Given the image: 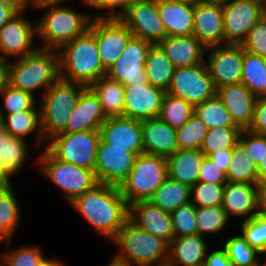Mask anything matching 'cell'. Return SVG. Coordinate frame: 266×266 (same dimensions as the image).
<instances>
[{
	"mask_svg": "<svg viewBox=\"0 0 266 266\" xmlns=\"http://www.w3.org/2000/svg\"><path fill=\"white\" fill-rule=\"evenodd\" d=\"M262 17L266 20V0L263 2Z\"/></svg>",
	"mask_w": 266,
	"mask_h": 266,
	"instance_id": "66",
	"label": "cell"
},
{
	"mask_svg": "<svg viewBox=\"0 0 266 266\" xmlns=\"http://www.w3.org/2000/svg\"><path fill=\"white\" fill-rule=\"evenodd\" d=\"M166 92L153 85H126L124 92V117L144 121L158 118Z\"/></svg>",
	"mask_w": 266,
	"mask_h": 266,
	"instance_id": "18",
	"label": "cell"
},
{
	"mask_svg": "<svg viewBox=\"0 0 266 266\" xmlns=\"http://www.w3.org/2000/svg\"><path fill=\"white\" fill-rule=\"evenodd\" d=\"M40 155L35 161L39 171L64 192L68 203L98 184L94 171L58 160L46 149Z\"/></svg>",
	"mask_w": 266,
	"mask_h": 266,
	"instance_id": "8",
	"label": "cell"
},
{
	"mask_svg": "<svg viewBox=\"0 0 266 266\" xmlns=\"http://www.w3.org/2000/svg\"><path fill=\"white\" fill-rule=\"evenodd\" d=\"M143 153L168 157L178 150L176 129L159 118L142 121Z\"/></svg>",
	"mask_w": 266,
	"mask_h": 266,
	"instance_id": "25",
	"label": "cell"
},
{
	"mask_svg": "<svg viewBox=\"0 0 266 266\" xmlns=\"http://www.w3.org/2000/svg\"><path fill=\"white\" fill-rule=\"evenodd\" d=\"M205 64L216 89L241 83L244 49L240 44H226L206 49Z\"/></svg>",
	"mask_w": 266,
	"mask_h": 266,
	"instance_id": "14",
	"label": "cell"
},
{
	"mask_svg": "<svg viewBox=\"0 0 266 266\" xmlns=\"http://www.w3.org/2000/svg\"><path fill=\"white\" fill-rule=\"evenodd\" d=\"M244 51L266 58V20L261 17L241 42Z\"/></svg>",
	"mask_w": 266,
	"mask_h": 266,
	"instance_id": "50",
	"label": "cell"
},
{
	"mask_svg": "<svg viewBox=\"0 0 266 266\" xmlns=\"http://www.w3.org/2000/svg\"><path fill=\"white\" fill-rule=\"evenodd\" d=\"M99 98L104 115L110 117H124L125 86L106 75L89 86Z\"/></svg>",
	"mask_w": 266,
	"mask_h": 266,
	"instance_id": "31",
	"label": "cell"
},
{
	"mask_svg": "<svg viewBox=\"0 0 266 266\" xmlns=\"http://www.w3.org/2000/svg\"><path fill=\"white\" fill-rule=\"evenodd\" d=\"M69 205L109 241L116 237L129 220V204L121 195L118 186L98 183Z\"/></svg>",
	"mask_w": 266,
	"mask_h": 266,
	"instance_id": "1",
	"label": "cell"
},
{
	"mask_svg": "<svg viewBox=\"0 0 266 266\" xmlns=\"http://www.w3.org/2000/svg\"><path fill=\"white\" fill-rule=\"evenodd\" d=\"M200 234L174 237L169 244L167 266H203L208 245Z\"/></svg>",
	"mask_w": 266,
	"mask_h": 266,
	"instance_id": "27",
	"label": "cell"
},
{
	"mask_svg": "<svg viewBox=\"0 0 266 266\" xmlns=\"http://www.w3.org/2000/svg\"><path fill=\"white\" fill-rule=\"evenodd\" d=\"M65 264H63L61 262V260L59 261L58 259H48L45 258V256L37 263L36 266H64Z\"/></svg>",
	"mask_w": 266,
	"mask_h": 266,
	"instance_id": "61",
	"label": "cell"
},
{
	"mask_svg": "<svg viewBox=\"0 0 266 266\" xmlns=\"http://www.w3.org/2000/svg\"><path fill=\"white\" fill-rule=\"evenodd\" d=\"M194 107L183 99L165 94L158 118L172 128L182 127L193 115Z\"/></svg>",
	"mask_w": 266,
	"mask_h": 266,
	"instance_id": "40",
	"label": "cell"
},
{
	"mask_svg": "<svg viewBox=\"0 0 266 266\" xmlns=\"http://www.w3.org/2000/svg\"><path fill=\"white\" fill-rule=\"evenodd\" d=\"M198 181L214 183V184H226V173L218 168L208 157L203 159L199 170Z\"/></svg>",
	"mask_w": 266,
	"mask_h": 266,
	"instance_id": "52",
	"label": "cell"
},
{
	"mask_svg": "<svg viewBox=\"0 0 266 266\" xmlns=\"http://www.w3.org/2000/svg\"><path fill=\"white\" fill-rule=\"evenodd\" d=\"M133 37L158 44L166 37V30L157 9V0L135 2L120 17Z\"/></svg>",
	"mask_w": 266,
	"mask_h": 266,
	"instance_id": "16",
	"label": "cell"
},
{
	"mask_svg": "<svg viewBox=\"0 0 266 266\" xmlns=\"http://www.w3.org/2000/svg\"><path fill=\"white\" fill-rule=\"evenodd\" d=\"M141 0H82L85 6L89 8H94L96 10H104L101 14H93L91 13L93 18H117L120 17L133 5L135 2H139ZM117 8V10H116ZM106 13V14H105Z\"/></svg>",
	"mask_w": 266,
	"mask_h": 266,
	"instance_id": "49",
	"label": "cell"
},
{
	"mask_svg": "<svg viewBox=\"0 0 266 266\" xmlns=\"http://www.w3.org/2000/svg\"><path fill=\"white\" fill-rule=\"evenodd\" d=\"M2 127L15 138L26 140L34 131L37 138L35 146L47 141L41 128L40 110H22L13 114L2 115ZM44 141V142H43Z\"/></svg>",
	"mask_w": 266,
	"mask_h": 266,
	"instance_id": "30",
	"label": "cell"
},
{
	"mask_svg": "<svg viewBox=\"0 0 266 266\" xmlns=\"http://www.w3.org/2000/svg\"><path fill=\"white\" fill-rule=\"evenodd\" d=\"M174 71V65L162 49L157 44L152 45L145 63L148 83L166 92L171 84Z\"/></svg>",
	"mask_w": 266,
	"mask_h": 266,
	"instance_id": "34",
	"label": "cell"
},
{
	"mask_svg": "<svg viewBox=\"0 0 266 266\" xmlns=\"http://www.w3.org/2000/svg\"><path fill=\"white\" fill-rule=\"evenodd\" d=\"M225 184L198 181L191 187V202L196 207L218 206L222 204Z\"/></svg>",
	"mask_w": 266,
	"mask_h": 266,
	"instance_id": "48",
	"label": "cell"
},
{
	"mask_svg": "<svg viewBox=\"0 0 266 266\" xmlns=\"http://www.w3.org/2000/svg\"><path fill=\"white\" fill-rule=\"evenodd\" d=\"M242 129L239 127H215L209 129L204 137L200 151L208 157L210 154L234 148L238 143Z\"/></svg>",
	"mask_w": 266,
	"mask_h": 266,
	"instance_id": "39",
	"label": "cell"
},
{
	"mask_svg": "<svg viewBox=\"0 0 266 266\" xmlns=\"http://www.w3.org/2000/svg\"><path fill=\"white\" fill-rule=\"evenodd\" d=\"M264 0H230L222 5L225 42L241 44L262 17Z\"/></svg>",
	"mask_w": 266,
	"mask_h": 266,
	"instance_id": "15",
	"label": "cell"
},
{
	"mask_svg": "<svg viewBox=\"0 0 266 266\" xmlns=\"http://www.w3.org/2000/svg\"><path fill=\"white\" fill-rule=\"evenodd\" d=\"M67 0H25V4L29 6L43 5L47 3H63Z\"/></svg>",
	"mask_w": 266,
	"mask_h": 266,
	"instance_id": "62",
	"label": "cell"
},
{
	"mask_svg": "<svg viewBox=\"0 0 266 266\" xmlns=\"http://www.w3.org/2000/svg\"><path fill=\"white\" fill-rule=\"evenodd\" d=\"M3 97L2 115L13 114L22 110H40L38 100L31 93L8 85L0 94Z\"/></svg>",
	"mask_w": 266,
	"mask_h": 266,
	"instance_id": "43",
	"label": "cell"
},
{
	"mask_svg": "<svg viewBox=\"0 0 266 266\" xmlns=\"http://www.w3.org/2000/svg\"><path fill=\"white\" fill-rule=\"evenodd\" d=\"M89 31L96 37L98 53L105 70L120 57L133 37L127 26L117 18H93Z\"/></svg>",
	"mask_w": 266,
	"mask_h": 266,
	"instance_id": "13",
	"label": "cell"
},
{
	"mask_svg": "<svg viewBox=\"0 0 266 266\" xmlns=\"http://www.w3.org/2000/svg\"><path fill=\"white\" fill-rule=\"evenodd\" d=\"M257 173H258V183H262L266 181V152L263 156V159L260 160L257 165Z\"/></svg>",
	"mask_w": 266,
	"mask_h": 266,
	"instance_id": "60",
	"label": "cell"
},
{
	"mask_svg": "<svg viewBox=\"0 0 266 266\" xmlns=\"http://www.w3.org/2000/svg\"><path fill=\"white\" fill-rule=\"evenodd\" d=\"M192 35L206 48L226 45L222 5L200 1L194 5Z\"/></svg>",
	"mask_w": 266,
	"mask_h": 266,
	"instance_id": "19",
	"label": "cell"
},
{
	"mask_svg": "<svg viewBox=\"0 0 266 266\" xmlns=\"http://www.w3.org/2000/svg\"><path fill=\"white\" fill-rule=\"evenodd\" d=\"M106 119L99 98L90 87H85L81 91L66 127L60 133L99 130Z\"/></svg>",
	"mask_w": 266,
	"mask_h": 266,
	"instance_id": "22",
	"label": "cell"
},
{
	"mask_svg": "<svg viewBox=\"0 0 266 266\" xmlns=\"http://www.w3.org/2000/svg\"><path fill=\"white\" fill-rule=\"evenodd\" d=\"M175 68L204 62L206 48L193 35L168 36L157 44Z\"/></svg>",
	"mask_w": 266,
	"mask_h": 266,
	"instance_id": "26",
	"label": "cell"
},
{
	"mask_svg": "<svg viewBox=\"0 0 266 266\" xmlns=\"http://www.w3.org/2000/svg\"><path fill=\"white\" fill-rule=\"evenodd\" d=\"M222 245L233 266H264L257 259L261 253L252 248L241 234L232 236Z\"/></svg>",
	"mask_w": 266,
	"mask_h": 266,
	"instance_id": "41",
	"label": "cell"
},
{
	"mask_svg": "<svg viewBox=\"0 0 266 266\" xmlns=\"http://www.w3.org/2000/svg\"><path fill=\"white\" fill-rule=\"evenodd\" d=\"M119 250L115 257L134 266H167L169 244L140 229L130 220L112 240Z\"/></svg>",
	"mask_w": 266,
	"mask_h": 266,
	"instance_id": "5",
	"label": "cell"
},
{
	"mask_svg": "<svg viewBox=\"0 0 266 266\" xmlns=\"http://www.w3.org/2000/svg\"><path fill=\"white\" fill-rule=\"evenodd\" d=\"M221 206L229 218L235 216L249 220L258 215V184L227 182Z\"/></svg>",
	"mask_w": 266,
	"mask_h": 266,
	"instance_id": "24",
	"label": "cell"
},
{
	"mask_svg": "<svg viewBox=\"0 0 266 266\" xmlns=\"http://www.w3.org/2000/svg\"><path fill=\"white\" fill-rule=\"evenodd\" d=\"M167 177L166 157L143 153L137 155L132 169L119 186V190L129 205L148 201Z\"/></svg>",
	"mask_w": 266,
	"mask_h": 266,
	"instance_id": "7",
	"label": "cell"
},
{
	"mask_svg": "<svg viewBox=\"0 0 266 266\" xmlns=\"http://www.w3.org/2000/svg\"><path fill=\"white\" fill-rule=\"evenodd\" d=\"M175 237L198 234L196 206L190 202L170 213Z\"/></svg>",
	"mask_w": 266,
	"mask_h": 266,
	"instance_id": "47",
	"label": "cell"
},
{
	"mask_svg": "<svg viewBox=\"0 0 266 266\" xmlns=\"http://www.w3.org/2000/svg\"><path fill=\"white\" fill-rule=\"evenodd\" d=\"M233 148H228L214 154H210L208 158L218 166L223 172L227 173L229 163L232 159Z\"/></svg>",
	"mask_w": 266,
	"mask_h": 266,
	"instance_id": "56",
	"label": "cell"
},
{
	"mask_svg": "<svg viewBox=\"0 0 266 266\" xmlns=\"http://www.w3.org/2000/svg\"><path fill=\"white\" fill-rule=\"evenodd\" d=\"M217 95L235 124L242 130H247L253 121L257 98L242 83L220 87L217 89Z\"/></svg>",
	"mask_w": 266,
	"mask_h": 266,
	"instance_id": "23",
	"label": "cell"
},
{
	"mask_svg": "<svg viewBox=\"0 0 266 266\" xmlns=\"http://www.w3.org/2000/svg\"><path fill=\"white\" fill-rule=\"evenodd\" d=\"M11 176L0 166V193L12 187Z\"/></svg>",
	"mask_w": 266,
	"mask_h": 266,
	"instance_id": "59",
	"label": "cell"
},
{
	"mask_svg": "<svg viewBox=\"0 0 266 266\" xmlns=\"http://www.w3.org/2000/svg\"><path fill=\"white\" fill-rule=\"evenodd\" d=\"M60 78L89 87L106 75L98 53L96 37L88 30L58 50Z\"/></svg>",
	"mask_w": 266,
	"mask_h": 266,
	"instance_id": "3",
	"label": "cell"
},
{
	"mask_svg": "<svg viewBox=\"0 0 266 266\" xmlns=\"http://www.w3.org/2000/svg\"><path fill=\"white\" fill-rule=\"evenodd\" d=\"M166 93L179 97L193 107L217 94L205 61L193 66L175 68Z\"/></svg>",
	"mask_w": 266,
	"mask_h": 266,
	"instance_id": "10",
	"label": "cell"
},
{
	"mask_svg": "<svg viewBox=\"0 0 266 266\" xmlns=\"http://www.w3.org/2000/svg\"><path fill=\"white\" fill-rule=\"evenodd\" d=\"M226 211L221 205L209 207H196V222L198 234H215L224 230L229 221Z\"/></svg>",
	"mask_w": 266,
	"mask_h": 266,
	"instance_id": "42",
	"label": "cell"
},
{
	"mask_svg": "<svg viewBox=\"0 0 266 266\" xmlns=\"http://www.w3.org/2000/svg\"><path fill=\"white\" fill-rule=\"evenodd\" d=\"M136 157L127 148L111 147L100 138L94 170L98 183L119 187L132 169Z\"/></svg>",
	"mask_w": 266,
	"mask_h": 266,
	"instance_id": "17",
	"label": "cell"
},
{
	"mask_svg": "<svg viewBox=\"0 0 266 266\" xmlns=\"http://www.w3.org/2000/svg\"><path fill=\"white\" fill-rule=\"evenodd\" d=\"M191 199L190 186L167 177L148 201L171 213L179 206L190 203Z\"/></svg>",
	"mask_w": 266,
	"mask_h": 266,
	"instance_id": "33",
	"label": "cell"
},
{
	"mask_svg": "<svg viewBox=\"0 0 266 266\" xmlns=\"http://www.w3.org/2000/svg\"><path fill=\"white\" fill-rule=\"evenodd\" d=\"M28 6L25 5L6 24L0 28V59L7 60L8 56L25 57L34 53L39 47L34 45L37 35L36 21L30 22L23 16ZM35 24V25H34ZM3 53V54H1Z\"/></svg>",
	"mask_w": 266,
	"mask_h": 266,
	"instance_id": "12",
	"label": "cell"
},
{
	"mask_svg": "<svg viewBox=\"0 0 266 266\" xmlns=\"http://www.w3.org/2000/svg\"><path fill=\"white\" fill-rule=\"evenodd\" d=\"M46 9L36 20L37 39H42L39 48L58 50L63 44L85 34L93 19L89 13L78 12L61 3L30 6ZM48 8V9H47Z\"/></svg>",
	"mask_w": 266,
	"mask_h": 266,
	"instance_id": "2",
	"label": "cell"
},
{
	"mask_svg": "<svg viewBox=\"0 0 266 266\" xmlns=\"http://www.w3.org/2000/svg\"><path fill=\"white\" fill-rule=\"evenodd\" d=\"M203 266H233V263L222 248L211 251L208 255L206 254Z\"/></svg>",
	"mask_w": 266,
	"mask_h": 266,
	"instance_id": "55",
	"label": "cell"
},
{
	"mask_svg": "<svg viewBox=\"0 0 266 266\" xmlns=\"http://www.w3.org/2000/svg\"><path fill=\"white\" fill-rule=\"evenodd\" d=\"M17 191L10 187L0 193V241L13 238L21 219Z\"/></svg>",
	"mask_w": 266,
	"mask_h": 266,
	"instance_id": "36",
	"label": "cell"
},
{
	"mask_svg": "<svg viewBox=\"0 0 266 266\" xmlns=\"http://www.w3.org/2000/svg\"><path fill=\"white\" fill-rule=\"evenodd\" d=\"M157 9L166 30V37L192 35L194 5L157 0Z\"/></svg>",
	"mask_w": 266,
	"mask_h": 266,
	"instance_id": "28",
	"label": "cell"
},
{
	"mask_svg": "<svg viewBox=\"0 0 266 266\" xmlns=\"http://www.w3.org/2000/svg\"><path fill=\"white\" fill-rule=\"evenodd\" d=\"M9 85V60L0 59V94Z\"/></svg>",
	"mask_w": 266,
	"mask_h": 266,
	"instance_id": "57",
	"label": "cell"
},
{
	"mask_svg": "<svg viewBox=\"0 0 266 266\" xmlns=\"http://www.w3.org/2000/svg\"><path fill=\"white\" fill-rule=\"evenodd\" d=\"M100 138L111 147L127 148L128 152L143 154L142 121L126 117L107 118L100 129Z\"/></svg>",
	"mask_w": 266,
	"mask_h": 266,
	"instance_id": "20",
	"label": "cell"
},
{
	"mask_svg": "<svg viewBox=\"0 0 266 266\" xmlns=\"http://www.w3.org/2000/svg\"><path fill=\"white\" fill-rule=\"evenodd\" d=\"M207 131L206 124L193 114L182 127L176 129L178 149H200Z\"/></svg>",
	"mask_w": 266,
	"mask_h": 266,
	"instance_id": "44",
	"label": "cell"
},
{
	"mask_svg": "<svg viewBox=\"0 0 266 266\" xmlns=\"http://www.w3.org/2000/svg\"><path fill=\"white\" fill-rule=\"evenodd\" d=\"M205 155L200 149H178L168 156V177L192 187L198 182L199 170Z\"/></svg>",
	"mask_w": 266,
	"mask_h": 266,
	"instance_id": "29",
	"label": "cell"
},
{
	"mask_svg": "<svg viewBox=\"0 0 266 266\" xmlns=\"http://www.w3.org/2000/svg\"><path fill=\"white\" fill-rule=\"evenodd\" d=\"M86 86L59 78L41 96V128L46 140L60 133L70 118L81 91Z\"/></svg>",
	"mask_w": 266,
	"mask_h": 266,
	"instance_id": "6",
	"label": "cell"
},
{
	"mask_svg": "<svg viewBox=\"0 0 266 266\" xmlns=\"http://www.w3.org/2000/svg\"><path fill=\"white\" fill-rule=\"evenodd\" d=\"M246 154V149L238 142L226 173L227 182L258 184L257 165Z\"/></svg>",
	"mask_w": 266,
	"mask_h": 266,
	"instance_id": "38",
	"label": "cell"
},
{
	"mask_svg": "<svg viewBox=\"0 0 266 266\" xmlns=\"http://www.w3.org/2000/svg\"><path fill=\"white\" fill-rule=\"evenodd\" d=\"M238 142L246 149L247 157L258 165L266 152V136L242 130Z\"/></svg>",
	"mask_w": 266,
	"mask_h": 266,
	"instance_id": "51",
	"label": "cell"
},
{
	"mask_svg": "<svg viewBox=\"0 0 266 266\" xmlns=\"http://www.w3.org/2000/svg\"><path fill=\"white\" fill-rule=\"evenodd\" d=\"M25 5V0H0V28Z\"/></svg>",
	"mask_w": 266,
	"mask_h": 266,
	"instance_id": "54",
	"label": "cell"
},
{
	"mask_svg": "<svg viewBox=\"0 0 266 266\" xmlns=\"http://www.w3.org/2000/svg\"><path fill=\"white\" fill-rule=\"evenodd\" d=\"M129 220L168 244L175 237L170 213L152 205L149 201H139L129 205Z\"/></svg>",
	"mask_w": 266,
	"mask_h": 266,
	"instance_id": "21",
	"label": "cell"
},
{
	"mask_svg": "<svg viewBox=\"0 0 266 266\" xmlns=\"http://www.w3.org/2000/svg\"><path fill=\"white\" fill-rule=\"evenodd\" d=\"M99 140V130L57 133L45 149L58 160L94 171Z\"/></svg>",
	"mask_w": 266,
	"mask_h": 266,
	"instance_id": "9",
	"label": "cell"
},
{
	"mask_svg": "<svg viewBox=\"0 0 266 266\" xmlns=\"http://www.w3.org/2000/svg\"><path fill=\"white\" fill-rule=\"evenodd\" d=\"M193 114L206 124L208 130L215 127H238L217 94L194 106Z\"/></svg>",
	"mask_w": 266,
	"mask_h": 266,
	"instance_id": "37",
	"label": "cell"
},
{
	"mask_svg": "<svg viewBox=\"0 0 266 266\" xmlns=\"http://www.w3.org/2000/svg\"><path fill=\"white\" fill-rule=\"evenodd\" d=\"M258 209L259 214L266 216V181L258 183Z\"/></svg>",
	"mask_w": 266,
	"mask_h": 266,
	"instance_id": "58",
	"label": "cell"
},
{
	"mask_svg": "<svg viewBox=\"0 0 266 266\" xmlns=\"http://www.w3.org/2000/svg\"><path fill=\"white\" fill-rule=\"evenodd\" d=\"M2 120H3V117H2L1 110H0V128H2Z\"/></svg>",
	"mask_w": 266,
	"mask_h": 266,
	"instance_id": "67",
	"label": "cell"
},
{
	"mask_svg": "<svg viewBox=\"0 0 266 266\" xmlns=\"http://www.w3.org/2000/svg\"><path fill=\"white\" fill-rule=\"evenodd\" d=\"M241 83L256 98L266 96V58L244 51Z\"/></svg>",
	"mask_w": 266,
	"mask_h": 266,
	"instance_id": "35",
	"label": "cell"
},
{
	"mask_svg": "<svg viewBox=\"0 0 266 266\" xmlns=\"http://www.w3.org/2000/svg\"><path fill=\"white\" fill-rule=\"evenodd\" d=\"M3 243L5 245V249L2 253L3 256H0V258L4 262L5 266H36L37 263L44 257L41 247L29 245L27 247H19L16 250L14 249L11 251V249H8L10 247L9 245H11V239L0 241V244Z\"/></svg>",
	"mask_w": 266,
	"mask_h": 266,
	"instance_id": "45",
	"label": "cell"
},
{
	"mask_svg": "<svg viewBox=\"0 0 266 266\" xmlns=\"http://www.w3.org/2000/svg\"><path fill=\"white\" fill-rule=\"evenodd\" d=\"M247 130L259 135L266 134V96L256 99L253 121Z\"/></svg>",
	"mask_w": 266,
	"mask_h": 266,
	"instance_id": "53",
	"label": "cell"
},
{
	"mask_svg": "<svg viewBox=\"0 0 266 266\" xmlns=\"http://www.w3.org/2000/svg\"><path fill=\"white\" fill-rule=\"evenodd\" d=\"M0 266H5L4 262L2 261V259L0 258Z\"/></svg>",
	"mask_w": 266,
	"mask_h": 266,
	"instance_id": "68",
	"label": "cell"
},
{
	"mask_svg": "<svg viewBox=\"0 0 266 266\" xmlns=\"http://www.w3.org/2000/svg\"><path fill=\"white\" fill-rule=\"evenodd\" d=\"M171 1H177V2H181V3L195 5L196 3L200 2L201 0H171Z\"/></svg>",
	"mask_w": 266,
	"mask_h": 266,
	"instance_id": "65",
	"label": "cell"
},
{
	"mask_svg": "<svg viewBox=\"0 0 266 266\" xmlns=\"http://www.w3.org/2000/svg\"><path fill=\"white\" fill-rule=\"evenodd\" d=\"M241 235L252 248L262 255L266 254V216L258 214L242 220Z\"/></svg>",
	"mask_w": 266,
	"mask_h": 266,
	"instance_id": "46",
	"label": "cell"
},
{
	"mask_svg": "<svg viewBox=\"0 0 266 266\" xmlns=\"http://www.w3.org/2000/svg\"><path fill=\"white\" fill-rule=\"evenodd\" d=\"M60 78L59 54L55 49L38 48L25 57L9 60V85L41 96Z\"/></svg>",
	"mask_w": 266,
	"mask_h": 266,
	"instance_id": "4",
	"label": "cell"
},
{
	"mask_svg": "<svg viewBox=\"0 0 266 266\" xmlns=\"http://www.w3.org/2000/svg\"><path fill=\"white\" fill-rule=\"evenodd\" d=\"M107 266H134L133 264L117 259L115 256Z\"/></svg>",
	"mask_w": 266,
	"mask_h": 266,
	"instance_id": "63",
	"label": "cell"
},
{
	"mask_svg": "<svg viewBox=\"0 0 266 266\" xmlns=\"http://www.w3.org/2000/svg\"><path fill=\"white\" fill-rule=\"evenodd\" d=\"M152 45L148 41L132 37L120 57L106 70V76L124 86L148 83L145 63Z\"/></svg>",
	"mask_w": 266,
	"mask_h": 266,
	"instance_id": "11",
	"label": "cell"
},
{
	"mask_svg": "<svg viewBox=\"0 0 266 266\" xmlns=\"http://www.w3.org/2000/svg\"><path fill=\"white\" fill-rule=\"evenodd\" d=\"M28 154L26 140L12 137L3 127L0 128V166L11 177L25 167Z\"/></svg>",
	"mask_w": 266,
	"mask_h": 266,
	"instance_id": "32",
	"label": "cell"
},
{
	"mask_svg": "<svg viewBox=\"0 0 266 266\" xmlns=\"http://www.w3.org/2000/svg\"><path fill=\"white\" fill-rule=\"evenodd\" d=\"M207 3H213V4H219V5H225L228 3L230 0H201Z\"/></svg>",
	"mask_w": 266,
	"mask_h": 266,
	"instance_id": "64",
	"label": "cell"
}]
</instances>
